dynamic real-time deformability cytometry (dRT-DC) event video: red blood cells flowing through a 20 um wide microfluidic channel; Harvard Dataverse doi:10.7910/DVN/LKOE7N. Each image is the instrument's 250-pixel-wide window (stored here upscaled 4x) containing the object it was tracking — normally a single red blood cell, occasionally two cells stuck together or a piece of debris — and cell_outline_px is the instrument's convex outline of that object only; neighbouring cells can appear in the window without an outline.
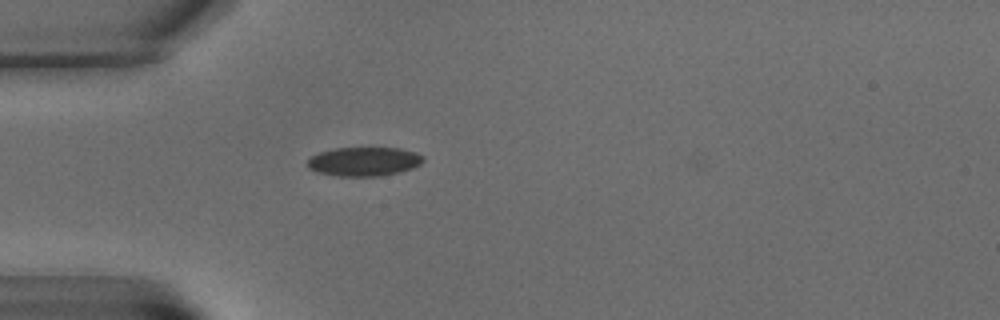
{"species": "common noctule bat (a hibernating species)", "species_latin": "Nyctalus noctula", "temperature_condition": "warm", "stored_images_in_passage": 7, "camera_frame_rate_fps": 3000, "um_per_image_px": 0.085, "animal": {"sex": "male", "body_mass_g": 15.6}, "frame": {"image": 1, "passage_image": 3, "time_ms": 3.333, "image_size_px": [1000, 320], "cell_outline_px": [[424, 160], [420, 164], [412, 168], [400, 172], [380, 176], [340, 176], [316, 172], [308, 168], [308, 160], [312, 156], [320, 152], [336, 148], [400, 148], [416, 152], [424, 156]], "centroid_in_image_um": [30.96, 13.73], "position_along_channel_um": 54.0, "area_um2": 19.54}}
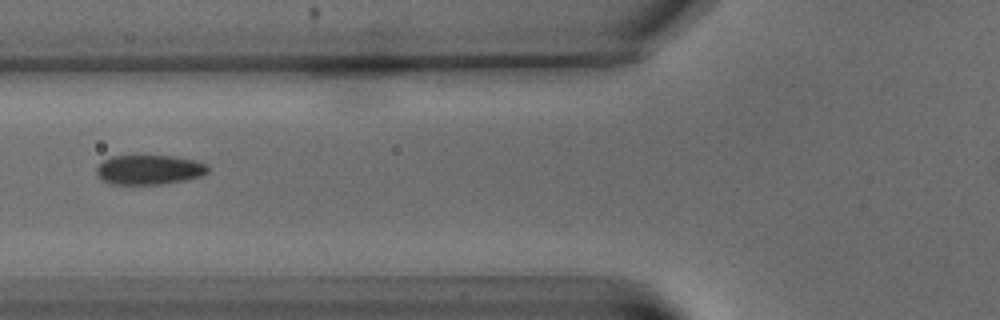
{"frame": {"image": 2, "passage_image": 5, "time_ms": 5.667, "image_size_px": [1000, 320], "cell_outline_px": [[208, 172], [200, 176], [184, 180], [160, 184], [108, 184], [100, 180], [96, 172], [96, 168], [104, 160], [112, 156], [172, 156], [196, 160], [208, 164]], "centroid_in_image_um": [12.66, 14.43], "position_along_channel_um": 113.1, "area_um2": 19.25}}
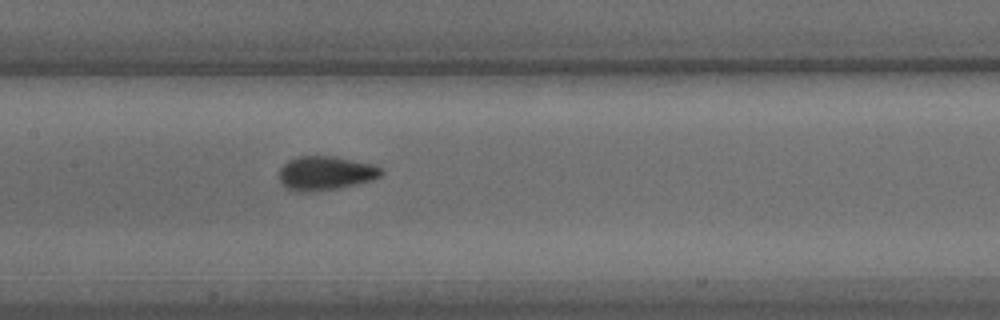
{"frame": {"image": 3, "passage_image": 7, "time_ms": 8.0, "image_size_px": [1000, 320], "cell_outline_px": [[384, 172], [380, 176], [372, 180], [356, 184], [336, 188], [304, 192], [292, 192], [276, 176], [280, 168], [288, 160], [296, 156], [332, 156], [376, 164], [384, 168]], "centroid_in_image_um": [27.67, 14.7], "position_along_channel_um": 179.7, "area_um2": 20.46}}